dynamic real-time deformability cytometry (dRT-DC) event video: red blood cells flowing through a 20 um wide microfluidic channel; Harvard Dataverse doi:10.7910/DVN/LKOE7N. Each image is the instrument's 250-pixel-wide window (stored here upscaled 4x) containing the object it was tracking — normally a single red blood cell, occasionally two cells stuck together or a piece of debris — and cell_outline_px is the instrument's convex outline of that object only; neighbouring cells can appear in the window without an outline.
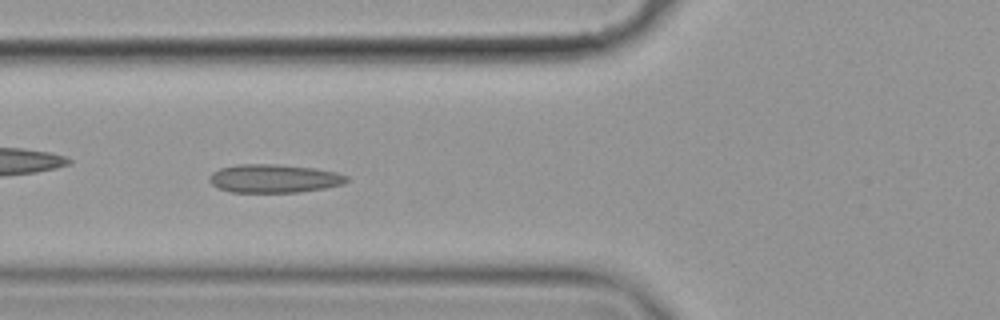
{"species": "common noctule bat (a hibernating species)", "species_latin": "Nyctalus noctula", "temperature_condition": "cold", "stored_images_in_passage": 56, "camera_frame_rate_fps": 3000, "um_per_image_px": 0.085, "animal": {"sex": "female", "body_mass_g": 19.9}, "frame": {"image": 1, "passage_image": 21, "time_ms": 6.667, "image_size_px": [1000, 320], "cell_outline_px": [[348, 180], [344, 184], [324, 188], [300, 192], [232, 192], [220, 188], [212, 184], [208, 180], [208, 176], [212, 172], [220, 168], [240, 164], [276, 164], [312, 168], [336, 172], [348, 176]], "centroid_in_image_um": [23.28, 15.17], "position_along_channel_um": 102.5, "area_um2": 22.66}}
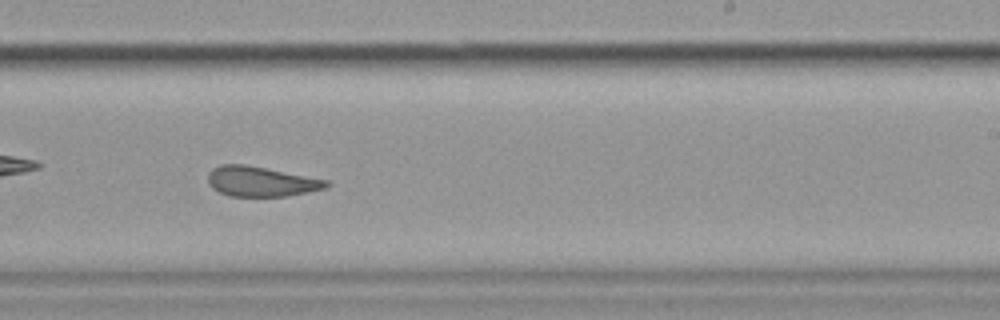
{"frame": {"image": 2, "passage_image": 35, "time_ms": 11.333, "image_size_px": [1000, 320], "cell_outline_px": [[332, 184], [328, 188], [288, 196], [228, 196], [212, 188], [208, 184], [208, 172], [212, 168], [220, 164], [244, 164], [328, 180]], "centroid_in_image_um": [22.18, 15.43], "position_along_channel_um": 266.8, "area_um2": 20.81}}
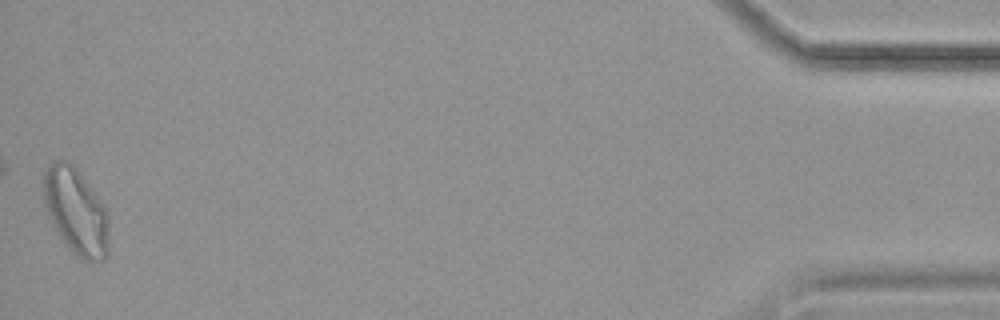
{"frame": {"image": 3, "passage_image": 56, "time_ms": 18.333, "image_size_px": [1000, 320], "cell_outline_px": [[108, 256], [104, 260], [92, 264], [76, 256], [64, 244], [56, 232], [48, 216], [44, 204], [44, 172], [48, 164], [52, 160], [64, 160], [72, 164], [76, 168], [100, 200], [108, 216]], "centroid_in_image_um": [6.45, 18.02], "position_along_channel_um": 428.8, "area_um2": 33.18}, "authors_computed_cell_mechanics": {"area_um2": 23.1489, "velocity_mm_per_s": 3.5252, "shape_relaxation_time_tau1_ms": null, "shape_relaxation_time_tau2_ms": 2.0881, "deformation_change_tau1": null, "deformation_change_tau2": 0.0909}}